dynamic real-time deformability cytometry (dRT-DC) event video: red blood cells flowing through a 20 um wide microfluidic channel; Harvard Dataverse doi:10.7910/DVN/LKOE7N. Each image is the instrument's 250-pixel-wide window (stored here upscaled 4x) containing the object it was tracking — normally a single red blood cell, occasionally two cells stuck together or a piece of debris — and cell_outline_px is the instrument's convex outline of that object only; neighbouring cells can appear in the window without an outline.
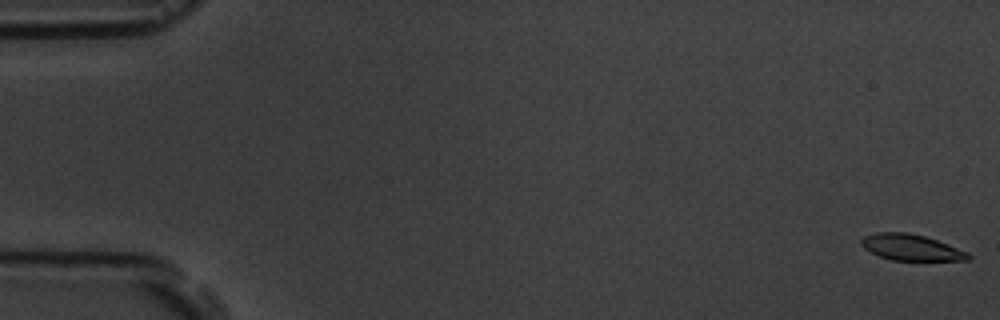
{"species": "common noctule bat (a hibernating species)", "species_latin": "Nyctalus noctula", "temperature_condition": "room temperature", "stored_images_in_passage": 7, "camera_frame_rate_fps": 3000, "um_per_image_px": 0.085, "animal": {"sex": "male", "body_mass_g": 19.5, "forearm_length_mm": 54.6}, "frame": {"image": 1, "passage_image": 1, "time_ms": 0.0, "image_size_px": [1000, 320], "cell_outline_px": [[972, 256], [968, 260], [892, 260], [880, 256], [864, 248], [860, 244], [860, 240], [864, 236], [876, 232], [908, 232], [924, 236], [948, 244], [968, 252]], "centroid_in_image_um": [77.44, 21.02], "position_along_channel_um": 7.6, "area_um2": 16.18}}
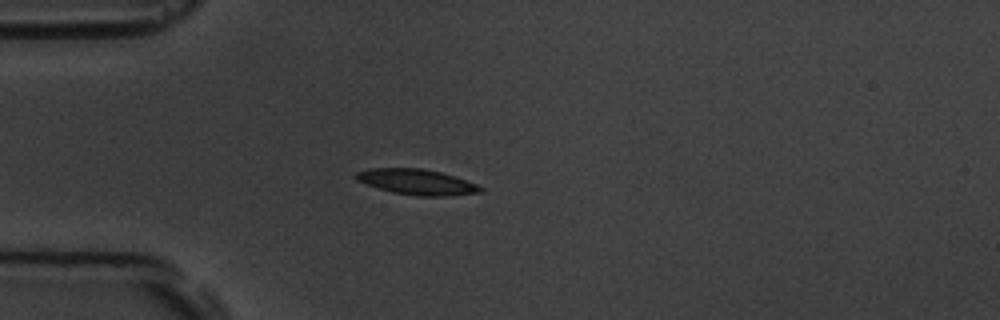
{"frame": {"image": 2, "passage_image": 5, "time_ms": 5.0, "image_size_px": [1000, 320], "cell_outline_px": [[484, 192], [452, 196], [416, 196], [392, 192], [356, 180], [352, 176], [356, 172], [372, 168], [420, 168], [440, 172], [476, 184], [484, 188]], "centroid_in_image_um": [35.44, 15.47], "position_along_channel_um": 49.6, "area_um2": 18.44}}
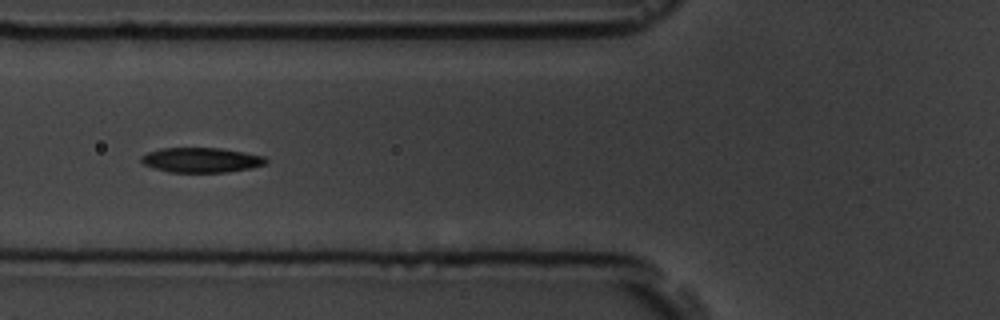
{"frame": {"image": 3, "passage_image": 7, "time_ms": 7.0, "image_size_px": [1000, 320], "cell_outline_px": [[268, 160], [264, 164], [252, 168], [228, 172], [168, 172], [152, 168], [144, 164], [140, 160], [140, 156], [148, 152], [160, 148], [220, 148], [244, 152], [264, 156]], "centroid_in_image_um": [17.08, 13.6], "position_along_channel_um": 108.7, "area_um2": 18.15}}